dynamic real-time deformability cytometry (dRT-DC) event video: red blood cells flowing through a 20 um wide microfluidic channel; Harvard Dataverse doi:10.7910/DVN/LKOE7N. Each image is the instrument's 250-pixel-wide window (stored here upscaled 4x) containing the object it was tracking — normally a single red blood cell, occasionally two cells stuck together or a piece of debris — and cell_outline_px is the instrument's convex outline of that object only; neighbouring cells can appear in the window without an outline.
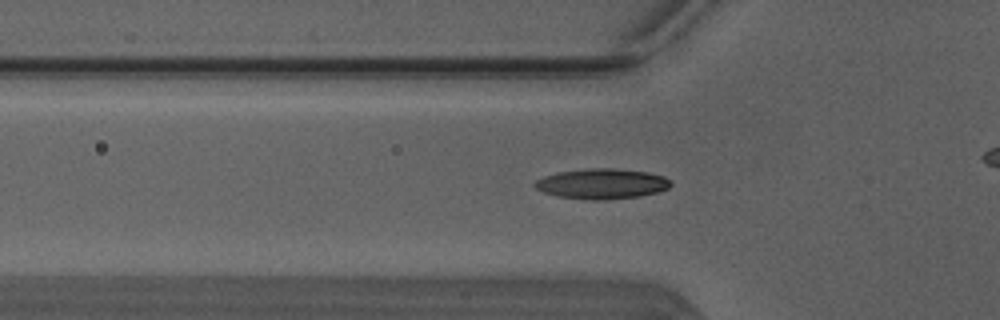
{"species": "Egyptian fruit bat (a non-hibernating species)", "species_latin": "Rousettus aegyptiacus", "temperature_condition": "warm", "stored_images_in_passage": 31, "camera_frame_rate_fps": 3000, "um_per_image_px": 0.085, "animal": {"sex": "male"}, "frame": {"image": 1, "passage_image": 8, "time_ms": 2.333, "image_size_px": [1000, 320], "cell_outline_px": [[672, 184], [668, 188], [656, 192], [640, 196], [604, 200], [592, 200], [556, 196], [544, 192], [536, 188], [532, 184], [536, 180], [544, 176], [560, 172], [588, 168], [612, 168], [648, 172], [664, 176], [672, 180]], "centroid_in_image_um": [51.17, 15.62], "position_along_channel_um": 74.6, "area_um2": 23.99}}
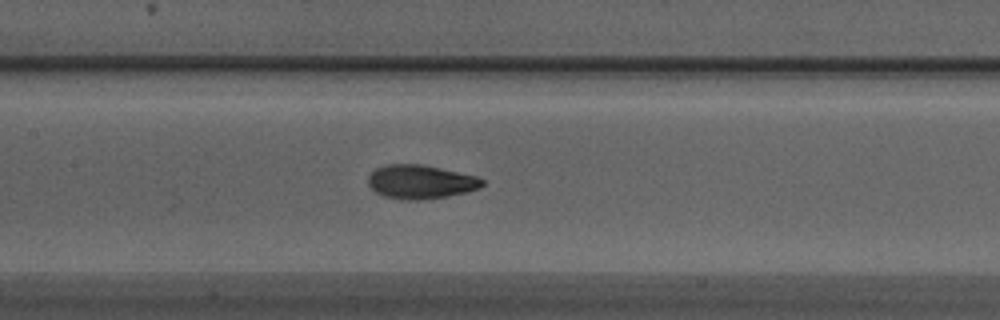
{"frame": {"image": 2, "passage_image": 15, "time_ms": 4.667, "image_size_px": [1000, 320], "cell_outline_px": [[484, 184], [480, 188], [468, 192], [448, 196], [424, 200], [400, 200], [384, 196], [376, 192], [368, 184], [368, 176], [376, 168], [384, 164], [420, 164], [440, 168], [476, 176], [484, 180]], "centroid_in_image_um": [35.75, 15.47], "position_along_channel_um": 171.7, "area_um2": 22.66}}
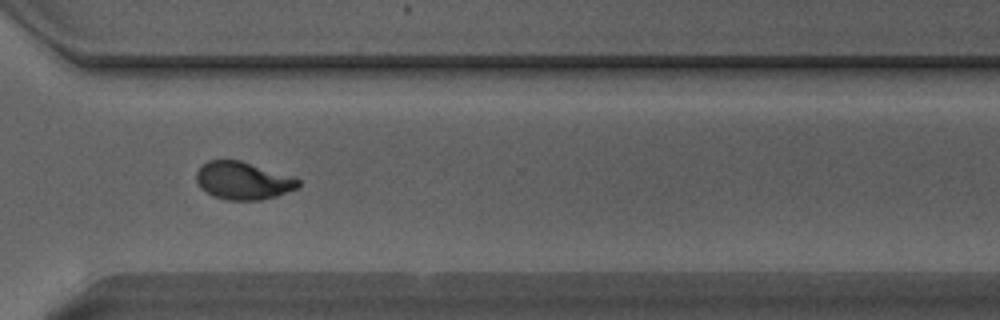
{"frame": {"image": 3, "passage_image": 28, "time_ms": 9.0, "image_size_px": [1000, 320], "cell_outline_px": [[300, 184], [296, 188], [276, 196], [260, 200], [224, 200], [212, 196], [200, 188], [196, 180], [196, 172], [200, 164], [208, 160], [240, 160], [300, 180]], "centroid_in_image_um": [20.57, 15.36], "position_along_channel_um": 350.0, "area_um2": 22.25}, "authors_computed_cell_mechanics": {"area_um2": 22.3108, "velocity_mm_per_s": 4.1144, "shape_relaxation_time_tau1_ms": 3.8246, "shape_relaxation_time_tau2_ms": 1.2624, "deformation_change_tau1": 0.1696, "deformation_change_tau2": 0.0734}}